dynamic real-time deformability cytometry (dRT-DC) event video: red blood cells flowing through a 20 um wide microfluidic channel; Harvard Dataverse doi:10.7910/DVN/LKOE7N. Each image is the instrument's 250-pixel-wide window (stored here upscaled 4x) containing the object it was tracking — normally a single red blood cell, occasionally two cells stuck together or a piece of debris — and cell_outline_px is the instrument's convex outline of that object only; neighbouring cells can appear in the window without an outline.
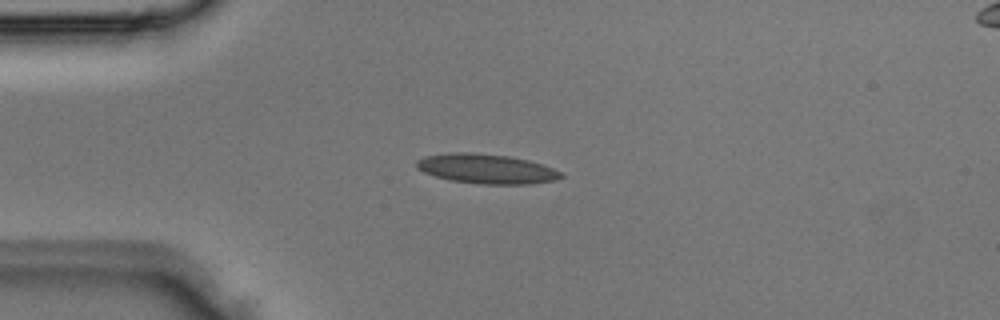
{"species": "Egyptian fruit bat (a non-hibernating species)", "species_latin": "Rousettus aegyptiacus", "temperature_condition": "room temperature", "stored_images_in_passage": 3, "camera_frame_rate_fps": 3000, "um_per_image_px": 0.085, "animal": {"sex": "male"}, "frame": {"image": 1, "passage_image": 3, "time_ms": 0.667, "image_size_px": [1000, 320], "cell_outline_px": [[564, 176], [556, 180], [532, 184], [480, 184], [452, 180], [436, 176], [424, 172], [416, 168], [416, 160], [424, 156], [456, 152], [468, 152], [508, 156], [528, 160], [552, 168], [560, 172]], "centroid_in_image_um": [41.34, 14.35], "position_along_channel_um": 43.7, "area_um2": 24.74}}